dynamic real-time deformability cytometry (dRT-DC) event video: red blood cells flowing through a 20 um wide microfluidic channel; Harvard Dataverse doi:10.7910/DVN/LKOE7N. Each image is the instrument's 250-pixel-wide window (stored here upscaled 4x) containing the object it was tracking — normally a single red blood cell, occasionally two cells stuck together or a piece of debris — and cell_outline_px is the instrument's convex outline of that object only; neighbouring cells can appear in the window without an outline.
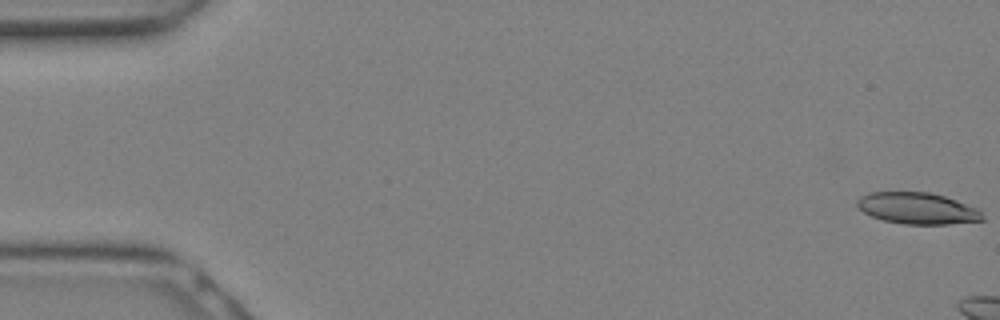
{"species": "Egyptian fruit bat (a non-hibernating species)", "species_latin": "Rousettus aegyptiacus", "temperature_condition": "warm", "stored_images_in_passage": 5, "camera_frame_rate_fps": 3000, "um_per_image_px": 0.085, "animal": {"sex": "female"}, "frame": {"image": 1, "passage_image": 1, "time_ms": 0.0, "image_size_px": [1000, 320], "cell_outline_px": [[984, 220], [948, 224], [904, 224], [884, 220], [872, 216], [864, 212], [856, 204], [856, 200], [860, 196], [868, 192], [928, 192], [944, 196], [980, 208], [984, 216]], "centroid_in_image_um": [78.01, 17.7], "position_along_channel_um": 7.0, "area_um2": 23.06}}